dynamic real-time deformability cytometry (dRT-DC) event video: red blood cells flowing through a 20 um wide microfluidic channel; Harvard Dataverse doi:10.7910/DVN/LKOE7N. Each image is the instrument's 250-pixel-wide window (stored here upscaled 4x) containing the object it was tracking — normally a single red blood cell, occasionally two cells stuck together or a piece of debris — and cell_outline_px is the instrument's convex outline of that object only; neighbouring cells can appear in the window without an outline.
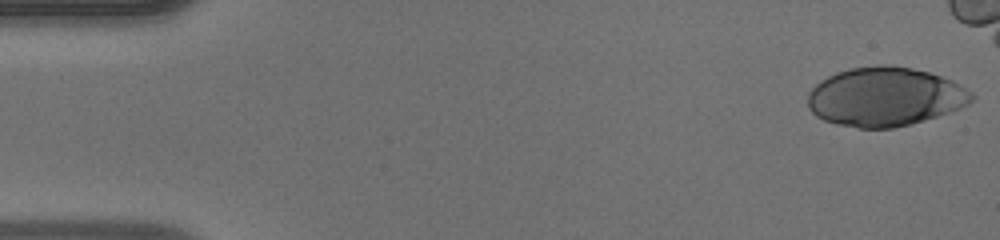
{"species": "human", "species_latin": "Homo sapiens", "temperature_condition": "warm", "stored_images_in_passage": 40, "camera_frame_rate_fps": 3000, "um_per_image_px": 0.085, "donor": {"sex": "male"}, "frame": {"image": 1, "passage_image": 1, "time_ms": 0.0, "image_size_px": [1000, 240], "cell_outline_px": [[976, 100], [960, 108], [924, 120], [892, 128], [860, 128], [836, 124], [824, 120], [816, 116], [808, 108], [808, 92], [820, 80], [836, 72], [848, 68], [880, 64], [892, 64], [912, 68], [928, 72], [952, 80], [972, 92], [976, 96]], "centroid_in_image_um": [75.22, 8.21], "position_along_channel_um": 9.8, "area_um2": 56.59}}